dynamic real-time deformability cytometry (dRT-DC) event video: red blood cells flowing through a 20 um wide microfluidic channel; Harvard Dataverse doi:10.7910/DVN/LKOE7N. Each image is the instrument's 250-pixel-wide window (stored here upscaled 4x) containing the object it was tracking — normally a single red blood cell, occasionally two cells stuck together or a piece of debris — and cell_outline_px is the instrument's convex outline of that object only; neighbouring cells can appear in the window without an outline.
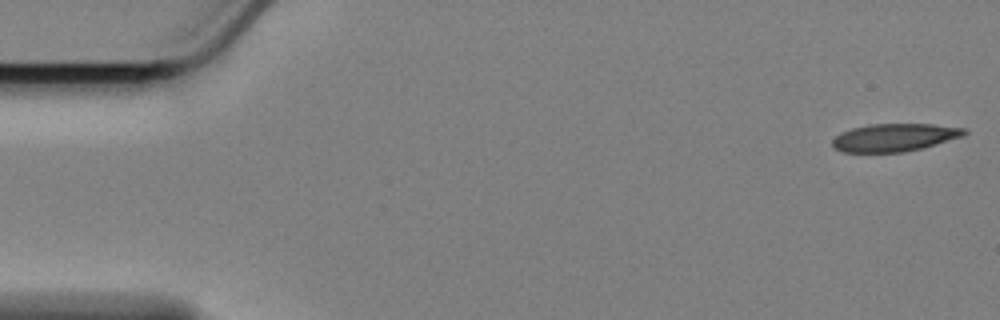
{"species": "Egyptian fruit bat (a non-hibernating species)", "species_latin": "Rousettus aegyptiacus", "temperature_condition": "cold", "stored_images_in_passage": 15, "camera_frame_rate_fps": 3000, "um_per_image_px": 0.085, "animal": {"sex": "female"}, "frame": {"image": 1, "passage_image": 1, "time_ms": 0.0, "image_size_px": [1000, 320], "cell_outline_px": [[968, 132], [964, 136], [920, 148], [900, 152], [840, 152], [832, 144], [832, 140], [840, 132], [852, 128], [872, 124], [932, 124], [968, 128]], "centroid_in_image_um": [76.04, 11.67], "position_along_channel_um": 9.0, "area_um2": 21.27}}
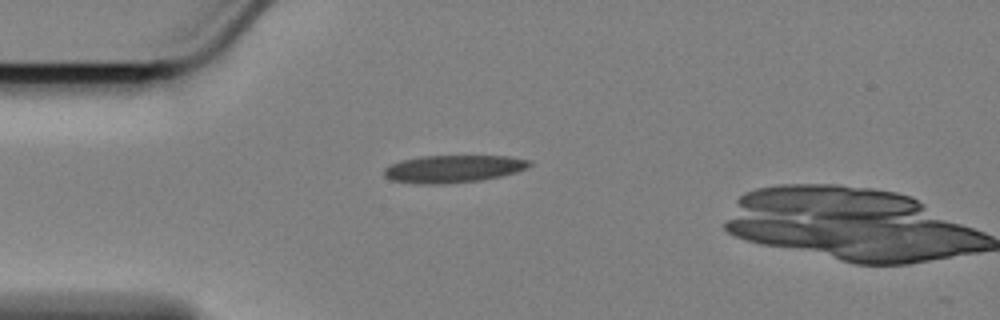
{"frame": {"image": 2, "passage_image": 14, "time_ms": 4.333, "image_size_px": [1000, 320], "cell_outline_px": [[532, 164], [528, 168], [516, 172], [500, 176], [480, 180], [444, 184], [416, 184], [392, 180], [384, 176], [384, 168], [400, 160], [420, 156], [508, 156], [532, 160]], "centroid_in_image_um": [38.53, 14.35], "position_along_channel_um": 46.5, "area_um2": 23.41}}